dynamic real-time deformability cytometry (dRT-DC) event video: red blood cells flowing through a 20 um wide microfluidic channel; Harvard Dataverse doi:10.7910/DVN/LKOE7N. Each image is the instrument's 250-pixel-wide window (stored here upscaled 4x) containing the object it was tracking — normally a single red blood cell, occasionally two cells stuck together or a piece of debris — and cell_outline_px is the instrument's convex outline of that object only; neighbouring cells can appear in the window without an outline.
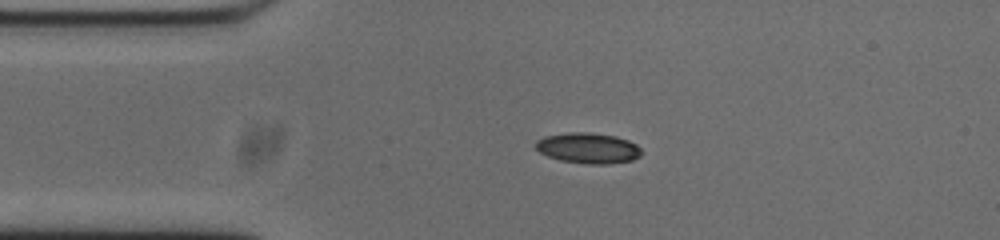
{"species": "common noctule bat (a hibernating species)", "species_latin": "Nyctalus noctula", "temperature_condition": "cold", "stored_images_in_passage": 44, "camera_frame_rate_fps": 3000, "um_per_image_px": 0.085, "animal": {"sex": "male", "body_mass_g": 20.0, "forearm_length_mm": 53.3}, "frame": {"image": 1, "passage_image": 1, "time_ms": 0.0, "image_size_px": [1000, 240], "cell_outline_px": [[644, 152], [640, 156], [632, 160], [608, 164], [588, 164], [560, 160], [548, 156], [540, 152], [536, 148], [536, 140], [544, 136], [572, 132], [588, 132], [616, 136], [628, 140], [636, 144]], "centroid_in_image_um": [50.01, 12.59], "position_along_channel_um": 35.0, "area_um2": 18.9}}
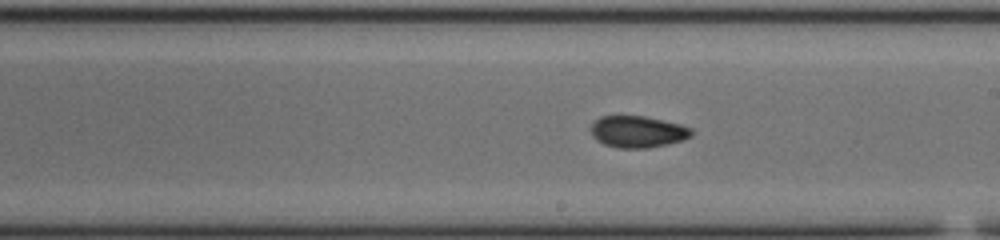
{"frame": {"image": 2, "passage_image": 19, "time_ms": 6.0, "image_size_px": [1000, 240], "cell_outline_px": [[692, 136], [684, 140], [668, 144], [648, 148], [620, 148], [604, 144], [596, 140], [592, 136], [592, 124], [600, 116], [644, 116], [680, 124], [692, 128]], "centroid_in_image_um": [54.23, 11.2], "position_along_channel_um": 234.8, "area_um2": 18.55}}
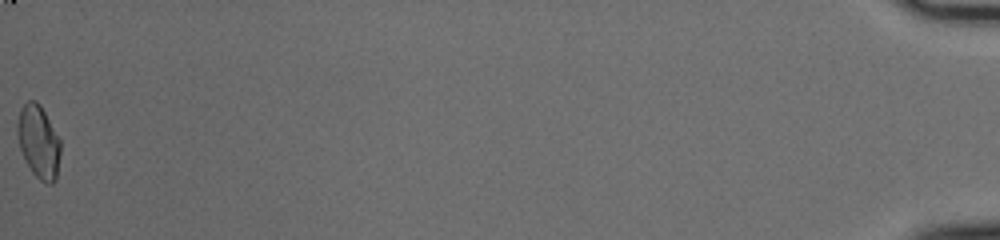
{"frame": {"image": 3, "passage_image": 44, "time_ms": 14.333, "image_size_px": [1000, 240], "cell_outline_px": [[60, 152], [56, 180], [52, 184], [48, 184], [40, 180], [32, 172], [20, 148], [16, 132], [16, 124], [20, 108], [28, 100], [36, 100], [40, 104], [60, 140]], "centroid_in_image_um": [3.27, 12.03], "position_along_channel_um": 431.9, "area_um2": 18.26}, "authors_computed_cell_mechanics": {"area_um2": 18.4093, "velocity_mm_per_s": 3.744, "shape_relaxation_time_tau1_ms": null, "shape_relaxation_time_tau2_ms": 2.5413, "deformation_change_tau1": null, "deformation_change_tau2": 0.0685}}